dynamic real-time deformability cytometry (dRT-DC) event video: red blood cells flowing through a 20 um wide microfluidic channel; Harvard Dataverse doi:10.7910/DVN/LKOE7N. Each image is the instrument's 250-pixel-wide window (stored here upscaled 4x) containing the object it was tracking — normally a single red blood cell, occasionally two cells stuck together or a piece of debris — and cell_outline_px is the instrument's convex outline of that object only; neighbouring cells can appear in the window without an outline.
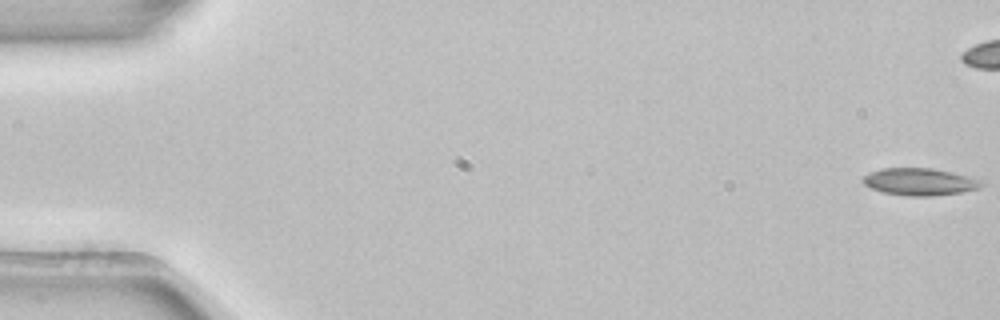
{"species": "common noctule bat (a hibernating species)", "species_latin": "Nyctalus noctula", "temperature_condition": "room temperature", "stored_images_in_passage": 6, "camera_frame_rate_fps": 3000, "um_per_image_px": 0.085, "animal": {"sex": "female", "body_mass_g": 22.7, "forearm_length_mm": 54.2}, "frame": {"image": 1, "passage_image": 1, "time_ms": 0.0, "image_size_px": [1000, 320], "cell_outline_px": [[984, 184], [980, 188], [964, 192], [932, 196], [908, 196], [884, 192], [872, 188], [864, 184], [864, 176], [880, 168], [932, 168], [952, 172], [968, 176], [980, 180]], "centroid_in_image_um": [78.22, 15.45], "position_along_channel_um": 6.8, "area_um2": 18.67}}